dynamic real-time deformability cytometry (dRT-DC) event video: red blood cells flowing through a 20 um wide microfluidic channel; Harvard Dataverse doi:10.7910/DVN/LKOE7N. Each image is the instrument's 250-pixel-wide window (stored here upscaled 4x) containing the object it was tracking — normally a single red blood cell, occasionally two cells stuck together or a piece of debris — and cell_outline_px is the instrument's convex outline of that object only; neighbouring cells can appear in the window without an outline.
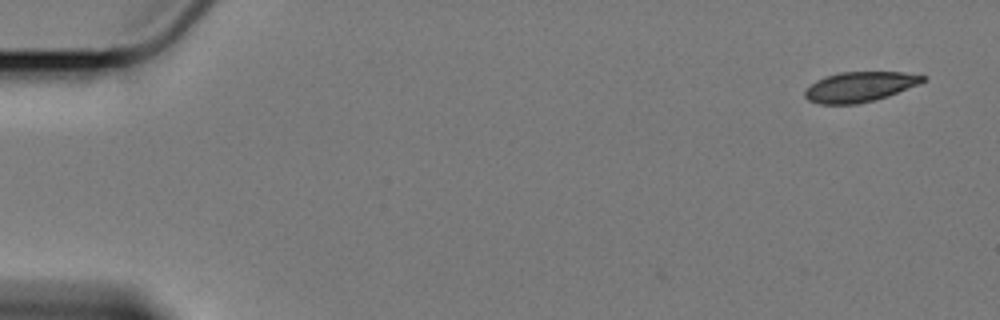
{"species": "Egyptian fruit bat (a non-hibernating species)", "species_latin": "Rousettus aegyptiacus", "temperature_condition": "cold", "stored_images_in_passage": 7, "camera_frame_rate_fps": 3000, "um_per_image_px": 0.085, "animal": {"sex": "female"}, "frame": {"image": 1, "passage_image": 7, "time_ms": 2.0, "image_size_px": [1000, 320], "cell_outline_px": [[928, 76], [920, 84], [888, 96], [876, 100], [856, 104], [820, 104], [808, 100], [804, 96], [804, 92], [816, 80], [824, 76], [840, 72], [904, 72]], "centroid_in_image_um": [73.09, 7.38], "position_along_channel_um": 11.9, "area_um2": 20.75}}